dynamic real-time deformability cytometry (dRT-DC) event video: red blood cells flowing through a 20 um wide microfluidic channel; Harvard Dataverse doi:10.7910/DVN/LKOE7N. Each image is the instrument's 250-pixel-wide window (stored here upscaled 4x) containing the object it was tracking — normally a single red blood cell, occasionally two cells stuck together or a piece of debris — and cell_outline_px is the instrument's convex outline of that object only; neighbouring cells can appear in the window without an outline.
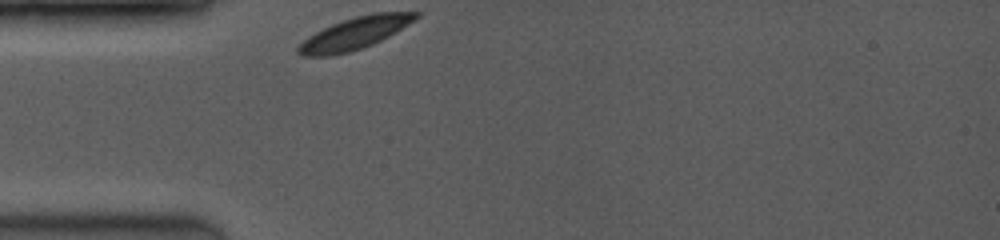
{"species": "common noctule bat (a hibernating species)", "species_latin": "Nyctalus noctula", "temperature_condition": "room temperature", "stored_images_in_passage": 3, "camera_frame_rate_fps": 3500, "um_per_image_px": 0.085, "animal": {"sex": "female", "body_mass_g": 19.0, "forearm_length_mm": 53.3}, "frame": {"image": 1, "passage_image": 1, "time_ms": 0.0, "image_size_px": [1000, 240], "cell_outline_px": [[420, 16], [408, 24], [388, 36], [372, 44], [348, 52], [332, 56], [304, 56], [296, 52], [296, 48], [308, 36], [332, 24], [356, 16], [372, 12], [420, 12]], "centroid_in_image_um": [30.14, 2.83], "position_along_channel_um": 54.9, "area_um2": 21.62}}